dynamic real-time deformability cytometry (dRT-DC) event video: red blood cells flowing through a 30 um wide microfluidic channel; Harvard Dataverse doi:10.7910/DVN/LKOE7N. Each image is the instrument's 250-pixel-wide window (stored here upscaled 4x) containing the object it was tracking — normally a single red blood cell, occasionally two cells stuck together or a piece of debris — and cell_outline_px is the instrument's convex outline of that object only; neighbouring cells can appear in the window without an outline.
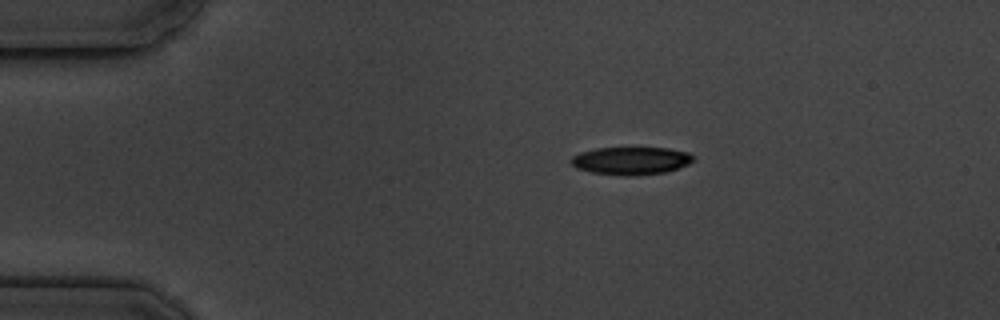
{"species": "common noctule bat (a hibernating species)", "species_latin": "Nyctalus noctula", "temperature_condition": "cold", "stored_images_in_passage": 5, "camera_frame_rate_fps": 3000, "um_per_image_px": 0.085, "animal": {"sex": "male", "body_mass_g": 19.5, "forearm_length_mm": 54.6}, "frame": {"image": 1, "passage_image": 2, "time_ms": 1.333, "image_size_px": [1000, 320], "cell_outline_px": [[696, 160], [688, 164], [668, 172], [632, 176], [624, 176], [592, 172], [576, 168], [568, 160], [572, 156], [580, 152], [596, 148], [668, 148], [688, 152], [696, 156]], "centroid_in_image_um": [53.66, 13.66], "position_along_channel_um": 31.3, "area_um2": 20.06}}
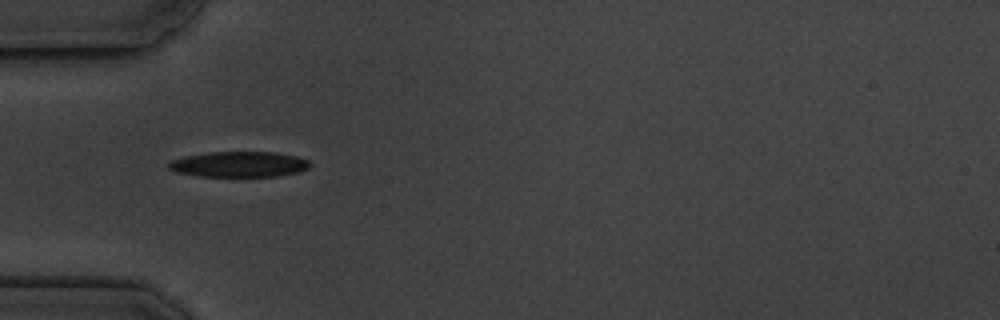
{"frame": {"image": 2, "passage_image": 4, "time_ms": 3.667, "image_size_px": [1000, 320], "cell_outline_px": [[308, 168], [300, 172], [276, 176], [196, 176], [176, 172], [168, 168], [168, 164], [172, 160], [184, 156], [208, 152], [276, 152], [296, 156], [308, 160]], "centroid_in_image_um": [20.29, 13.96], "position_along_channel_um": 64.7, "area_um2": 20.98}}